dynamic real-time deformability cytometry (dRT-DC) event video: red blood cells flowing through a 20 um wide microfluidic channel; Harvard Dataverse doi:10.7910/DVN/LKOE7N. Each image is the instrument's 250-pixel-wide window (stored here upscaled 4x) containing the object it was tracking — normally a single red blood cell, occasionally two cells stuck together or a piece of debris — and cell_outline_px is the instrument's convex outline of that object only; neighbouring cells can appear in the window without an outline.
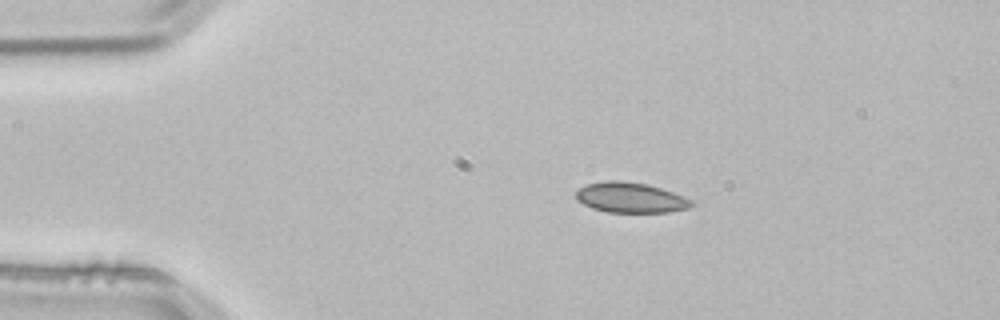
{"species": "common noctule bat (a hibernating species)", "species_latin": "Nyctalus noctula", "temperature_condition": "room temperature", "stored_images_in_passage": 2, "camera_frame_rate_fps": 3000, "um_per_image_px": 0.085, "animal": {"sex": "male", "body_mass_g": 21.5, "forearm_length_mm": 52.0}, "frame": {"image": 1, "passage_image": 1, "time_ms": 0.0, "image_size_px": [1000, 320], "cell_outline_px": [[696, 204], [688, 208], [668, 212], [608, 212], [592, 208], [576, 200], [576, 192], [584, 184], [604, 180], [620, 180], [648, 184], [672, 192], [692, 200]], "centroid_in_image_um": [53.57, 16.79], "position_along_channel_um": 31.4, "area_um2": 20.46}}